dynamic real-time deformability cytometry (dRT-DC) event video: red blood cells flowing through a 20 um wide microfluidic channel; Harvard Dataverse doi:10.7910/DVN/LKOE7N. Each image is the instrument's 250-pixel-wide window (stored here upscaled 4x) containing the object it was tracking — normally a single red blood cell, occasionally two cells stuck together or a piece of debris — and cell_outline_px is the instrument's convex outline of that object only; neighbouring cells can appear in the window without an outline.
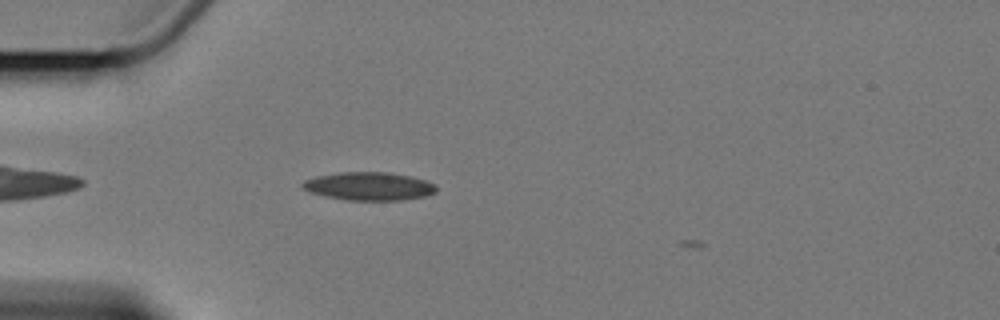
{"species": "Egyptian fruit bat (a non-hibernating species)", "species_latin": "Rousettus aegyptiacus", "temperature_condition": "cold", "stored_images_in_passage": 4, "camera_frame_rate_fps": 3000, "um_per_image_px": 0.085, "animal": {"sex": "female"}, "frame": {"image": 1, "passage_image": 3, "time_ms": 2.333, "image_size_px": [1000, 320], "cell_outline_px": [[436, 192], [424, 196], [400, 200], [348, 200], [328, 196], [312, 192], [304, 188], [300, 184], [304, 180], [316, 176], [340, 172], [388, 172], [412, 176], [436, 184]], "centroid_in_image_um": [31.39, 15.81], "position_along_channel_um": 53.6, "area_um2": 21.79}}